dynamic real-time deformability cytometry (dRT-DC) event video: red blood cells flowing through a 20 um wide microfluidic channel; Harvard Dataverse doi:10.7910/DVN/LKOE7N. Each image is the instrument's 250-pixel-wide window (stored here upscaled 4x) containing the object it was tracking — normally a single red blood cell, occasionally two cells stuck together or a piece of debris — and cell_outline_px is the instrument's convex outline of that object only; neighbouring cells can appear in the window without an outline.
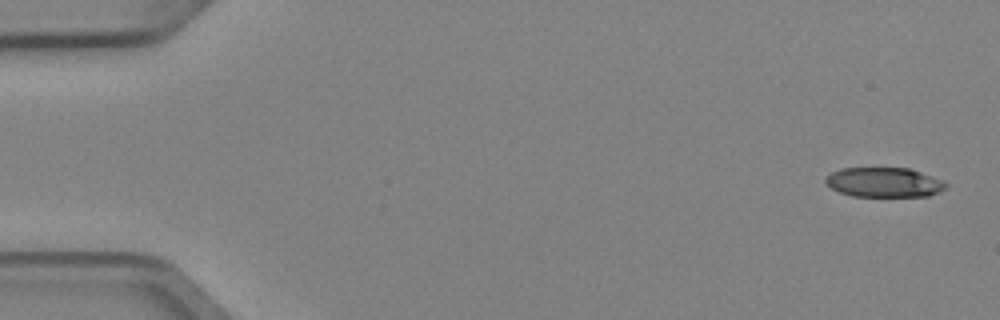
{"species": "Egyptian fruit bat (a non-hibernating species)", "species_latin": "Rousettus aegyptiacus", "temperature_condition": "cold", "stored_images_in_passage": 6, "camera_frame_rate_fps": 3000, "um_per_image_px": 0.085, "animal": {"sex": "female"}, "frame": {"image": 1, "passage_image": 1, "time_ms": 0.0, "image_size_px": [1000, 320], "cell_outline_px": [[948, 184], [944, 188], [928, 196], [852, 196], [840, 192], [824, 184], [824, 176], [840, 168], [908, 168], [944, 180]], "centroid_in_image_um": [75.09, 15.49], "position_along_channel_um": 9.9, "area_um2": 20.81}}
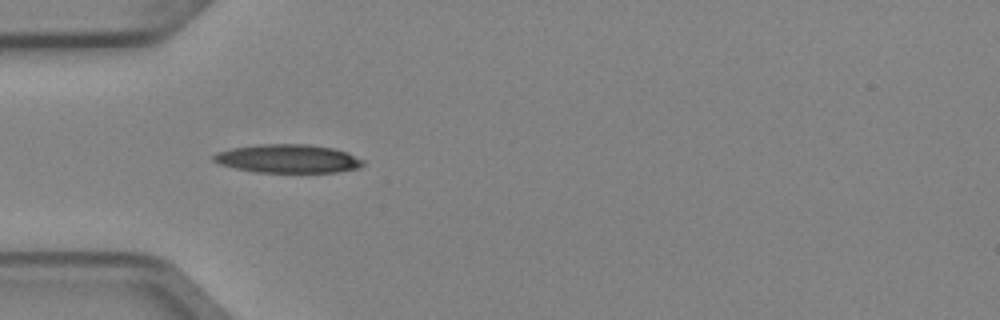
{"frame": {"image": 2, "passage_image": 5, "time_ms": 1.333, "image_size_px": [1000, 320], "cell_outline_px": [[364, 164], [360, 168], [336, 172], [256, 172], [236, 168], [220, 164], [212, 160], [212, 156], [216, 152], [232, 148], [260, 144], [308, 144], [332, 148], [348, 152], [364, 160]], "centroid_in_image_um": [24.49, 13.48], "position_along_channel_um": 60.5, "area_um2": 24.85}}
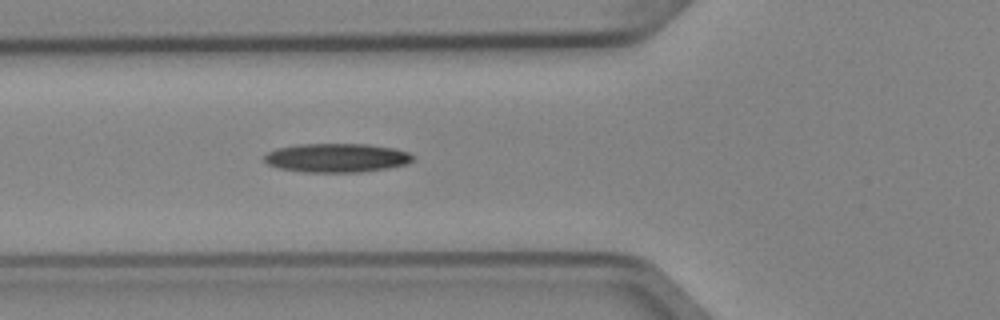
{"frame": {"image": 3, "passage_image": 6, "time_ms": 1.667, "image_size_px": [1000, 320], "cell_outline_px": [[416, 156], [408, 164], [388, 168], [360, 172], [304, 172], [280, 168], [268, 164], [264, 160], [264, 156], [268, 152], [276, 148], [296, 144], [368, 144], [392, 148], [408, 152]], "centroid_in_image_um": [28.63, 13.41], "position_along_channel_um": 97.2, "area_um2": 25.09}}